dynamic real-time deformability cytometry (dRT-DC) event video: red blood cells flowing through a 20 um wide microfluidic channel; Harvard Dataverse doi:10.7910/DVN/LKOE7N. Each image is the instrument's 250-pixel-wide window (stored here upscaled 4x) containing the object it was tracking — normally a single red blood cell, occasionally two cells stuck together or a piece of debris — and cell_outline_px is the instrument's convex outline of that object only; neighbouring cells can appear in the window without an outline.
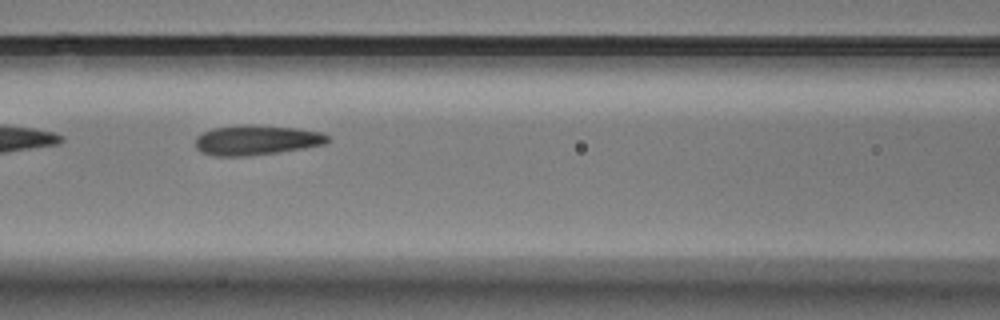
{"species": "Egyptian fruit bat (a non-hibernating species)", "species_latin": "Rousettus aegyptiacus", "temperature_condition": "warm", "stored_images_in_passage": 33, "camera_frame_rate_fps": 3000, "um_per_image_px": 0.085, "animal": {"sex": "male"}, "frame": {"image": 1, "passage_image": 6, "time_ms": 1.667, "image_size_px": [1000, 320], "cell_outline_px": [[328, 140], [324, 144], [304, 148], [248, 156], [212, 156], [200, 152], [196, 148], [196, 136], [212, 128], [244, 124], [252, 124], [296, 128], [320, 132], [328, 136]], "centroid_in_image_um": [21.74, 11.9], "position_along_channel_um": 144.9, "area_um2": 23.06}}
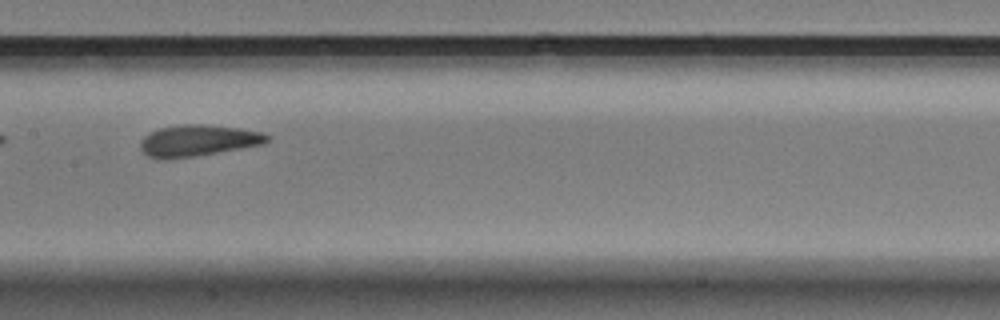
{"frame": {"image": 2, "passage_image": 10, "time_ms": 3.0, "image_size_px": [1000, 320], "cell_outline_px": [[268, 140], [264, 144], [196, 156], [164, 160], [156, 160], [148, 156], [140, 148], [140, 140], [144, 136], [160, 128], [184, 124], [204, 124], [240, 128], [264, 132], [268, 136]], "centroid_in_image_um": [16.81, 11.96], "position_along_channel_um": 190.6, "area_um2": 23.29}}
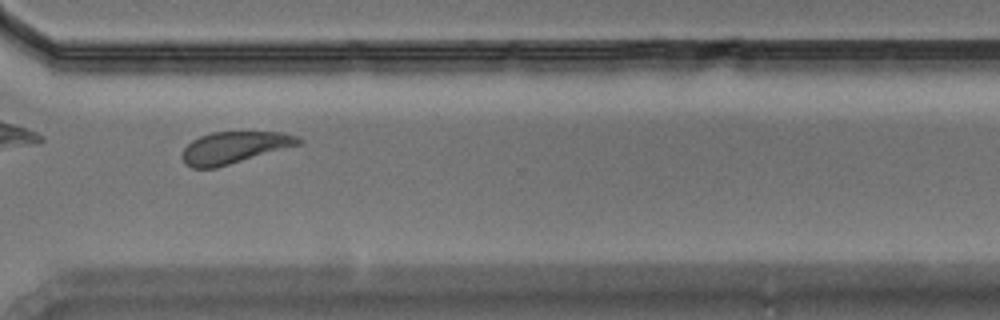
{"frame": {"image": 3, "passage_image": 24, "time_ms": 7.667, "image_size_px": [1000, 320], "cell_outline_px": [[304, 140], [300, 144], [216, 168], [192, 168], [184, 164], [184, 148], [192, 140], [200, 136], [212, 132], [284, 132], [300, 136]], "centroid_in_image_um": [19.95, 12.53], "position_along_channel_um": 350.7, "area_um2": 21.44}}